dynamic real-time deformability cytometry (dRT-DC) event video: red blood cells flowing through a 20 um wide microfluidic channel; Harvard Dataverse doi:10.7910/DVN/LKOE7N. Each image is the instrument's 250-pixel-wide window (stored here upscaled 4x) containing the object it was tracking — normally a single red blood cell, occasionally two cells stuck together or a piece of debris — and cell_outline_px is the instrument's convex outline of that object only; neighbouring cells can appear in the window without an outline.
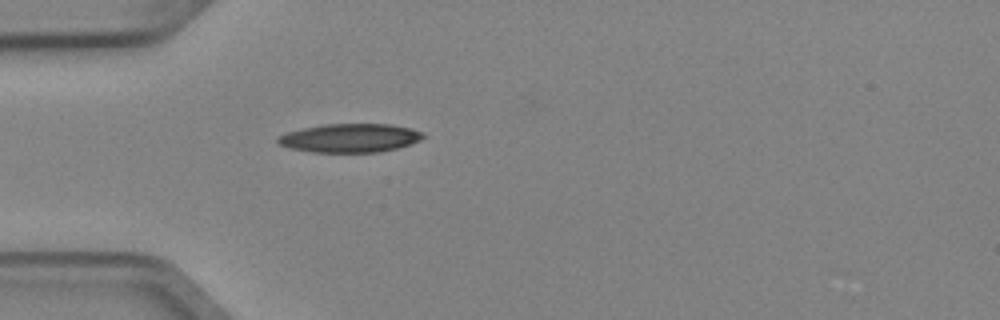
{"species": "Egyptian fruit bat (a non-hibernating species)", "species_latin": "Rousettus aegyptiacus", "temperature_condition": "cold", "stored_images_in_passage": 4, "camera_frame_rate_fps": 3000, "um_per_image_px": 0.085, "animal": {"sex": "female"}, "frame": {"image": 1, "passage_image": 4, "time_ms": 1.0, "image_size_px": [1000, 320], "cell_outline_px": [[424, 136], [420, 140], [396, 148], [380, 152], [312, 152], [292, 148], [276, 144], [276, 136], [288, 132], [304, 128], [324, 124], [392, 124], [424, 132]], "centroid_in_image_um": [29.71, 11.73], "position_along_channel_um": 55.3, "area_um2": 24.16}}